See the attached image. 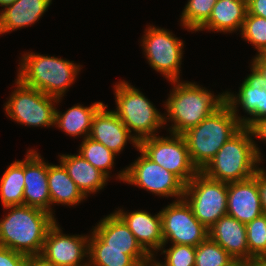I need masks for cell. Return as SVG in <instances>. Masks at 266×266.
Returning a JSON list of instances; mask_svg holds the SVG:
<instances>
[{
    "label": "cell",
    "mask_w": 266,
    "mask_h": 266,
    "mask_svg": "<svg viewBox=\"0 0 266 266\" xmlns=\"http://www.w3.org/2000/svg\"><path fill=\"white\" fill-rule=\"evenodd\" d=\"M4 208L11 210L0 220V245L26 256L40 255L46 234L56 222L54 215L27 205Z\"/></svg>",
    "instance_id": "6da1fadb"
},
{
    "label": "cell",
    "mask_w": 266,
    "mask_h": 266,
    "mask_svg": "<svg viewBox=\"0 0 266 266\" xmlns=\"http://www.w3.org/2000/svg\"><path fill=\"white\" fill-rule=\"evenodd\" d=\"M175 84L164 106L167 115L164 122L171 121L169 134L182 135L197 126L225 103V93L217 96L192 82L171 81ZM168 119V120H167Z\"/></svg>",
    "instance_id": "7a4b0ae2"
},
{
    "label": "cell",
    "mask_w": 266,
    "mask_h": 266,
    "mask_svg": "<svg viewBox=\"0 0 266 266\" xmlns=\"http://www.w3.org/2000/svg\"><path fill=\"white\" fill-rule=\"evenodd\" d=\"M253 139L249 129L243 126L224 143L201 172L211 179L227 183L252 178L262 162L260 149Z\"/></svg>",
    "instance_id": "3957f363"
},
{
    "label": "cell",
    "mask_w": 266,
    "mask_h": 266,
    "mask_svg": "<svg viewBox=\"0 0 266 266\" xmlns=\"http://www.w3.org/2000/svg\"><path fill=\"white\" fill-rule=\"evenodd\" d=\"M243 127L225 102L213 114L182 134L190 159L202 171L218 150Z\"/></svg>",
    "instance_id": "277c9868"
},
{
    "label": "cell",
    "mask_w": 266,
    "mask_h": 266,
    "mask_svg": "<svg viewBox=\"0 0 266 266\" xmlns=\"http://www.w3.org/2000/svg\"><path fill=\"white\" fill-rule=\"evenodd\" d=\"M17 78L45 95L62 98L80 72V65L54 56L28 52L21 57Z\"/></svg>",
    "instance_id": "5b68a950"
},
{
    "label": "cell",
    "mask_w": 266,
    "mask_h": 266,
    "mask_svg": "<svg viewBox=\"0 0 266 266\" xmlns=\"http://www.w3.org/2000/svg\"><path fill=\"white\" fill-rule=\"evenodd\" d=\"M116 110H113L133 136L142 139L157 136V130L165 125L164 115L155 108L138 89L126 81L114 86ZM136 132V133H135Z\"/></svg>",
    "instance_id": "8992f818"
},
{
    "label": "cell",
    "mask_w": 266,
    "mask_h": 266,
    "mask_svg": "<svg viewBox=\"0 0 266 266\" xmlns=\"http://www.w3.org/2000/svg\"><path fill=\"white\" fill-rule=\"evenodd\" d=\"M15 84L16 89L4 105L8 117L26 126H53L56 112L54 105L59 103L61 98L45 95L35 88L24 85L18 78Z\"/></svg>",
    "instance_id": "52a82bcc"
},
{
    "label": "cell",
    "mask_w": 266,
    "mask_h": 266,
    "mask_svg": "<svg viewBox=\"0 0 266 266\" xmlns=\"http://www.w3.org/2000/svg\"><path fill=\"white\" fill-rule=\"evenodd\" d=\"M228 183L207 177L199 171L184 188V199L194 216L209 229L227 214Z\"/></svg>",
    "instance_id": "ba28073f"
},
{
    "label": "cell",
    "mask_w": 266,
    "mask_h": 266,
    "mask_svg": "<svg viewBox=\"0 0 266 266\" xmlns=\"http://www.w3.org/2000/svg\"><path fill=\"white\" fill-rule=\"evenodd\" d=\"M139 149L154 163L176 175L185 185L199 172L193 165L185 139L180 134L142 139Z\"/></svg>",
    "instance_id": "9c48e42d"
},
{
    "label": "cell",
    "mask_w": 266,
    "mask_h": 266,
    "mask_svg": "<svg viewBox=\"0 0 266 266\" xmlns=\"http://www.w3.org/2000/svg\"><path fill=\"white\" fill-rule=\"evenodd\" d=\"M137 150L141 153L140 157L120 171L116 178L162 197L182 199L185 184L172 172L154 163L139 148Z\"/></svg>",
    "instance_id": "30bf717a"
},
{
    "label": "cell",
    "mask_w": 266,
    "mask_h": 266,
    "mask_svg": "<svg viewBox=\"0 0 266 266\" xmlns=\"http://www.w3.org/2000/svg\"><path fill=\"white\" fill-rule=\"evenodd\" d=\"M147 28L141 46L149 65L170 82L180 80L184 42L164 28Z\"/></svg>",
    "instance_id": "8fae6325"
},
{
    "label": "cell",
    "mask_w": 266,
    "mask_h": 266,
    "mask_svg": "<svg viewBox=\"0 0 266 266\" xmlns=\"http://www.w3.org/2000/svg\"><path fill=\"white\" fill-rule=\"evenodd\" d=\"M160 213L163 246L171 241L196 247L208 237V229L194 216L184 198L170 203Z\"/></svg>",
    "instance_id": "7c38bea8"
},
{
    "label": "cell",
    "mask_w": 266,
    "mask_h": 266,
    "mask_svg": "<svg viewBox=\"0 0 266 266\" xmlns=\"http://www.w3.org/2000/svg\"><path fill=\"white\" fill-rule=\"evenodd\" d=\"M89 235H66L57 222L48 230L41 256L53 266H88ZM81 263V264H80Z\"/></svg>",
    "instance_id": "4fadbf2b"
},
{
    "label": "cell",
    "mask_w": 266,
    "mask_h": 266,
    "mask_svg": "<svg viewBox=\"0 0 266 266\" xmlns=\"http://www.w3.org/2000/svg\"><path fill=\"white\" fill-rule=\"evenodd\" d=\"M251 72L243 80L237 95L228 91L225 92V102L231 107L234 115L244 127H248L254 120L266 117V80L252 63ZM238 105H241V108L250 117L238 116Z\"/></svg>",
    "instance_id": "5bb4252c"
},
{
    "label": "cell",
    "mask_w": 266,
    "mask_h": 266,
    "mask_svg": "<svg viewBox=\"0 0 266 266\" xmlns=\"http://www.w3.org/2000/svg\"><path fill=\"white\" fill-rule=\"evenodd\" d=\"M24 158L23 205L42 209L54 214L48 188V163L41 155L30 149Z\"/></svg>",
    "instance_id": "9a60e30c"
},
{
    "label": "cell",
    "mask_w": 266,
    "mask_h": 266,
    "mask_svg": "<svg viewBox=\"0 0 266 266\" xmlns=\"http://www.w3.org/2000/svg\"><path fill=\"white\" fill-rule=\"evenodd\" d=\"M107 107L104 104L94 115L88 137L100 142L116 155L123 151L127 141H131L133 146L138 149L137 139L113 110H106Z\"/></svg>",
    "instance_id": "2e32d148"
},
{
    "label": "cell",
    "mask_w": 266,
    "mask_h": 266,
    "mask_svg": "<svg viewBox=\"0 0 266 266\" xmlns=\"http://www.w3.org/2000/svg\"><path fill=\"white\" fill-rule=\"evenodd\" d=\"M262 214L257 171L250 179L228 183L227 215L246 225Z\"/></svg>",
    "instance_id": "e0dca14e"
},
{
    "label": "cell",
    "mask_w": 266,
    "mask_h": 266,
    "mask_svg": "<svg viewBox=\"0 0 266 266\" xmlns=\"http://www.w3.org/2000/svg\"><path fill=\"white\" fill-rule=\"evenodd\" d=\"M115 213L126 223L141 247L152 258H155L154 253L163 246L160 211L153 216L144 210L128 213L123 209H118Z\"/></svg>",
    "instance_id": "ac0fdd59"
},
{
    "label": "cell",
    "mask_w": 266,
    "mask_h": 266,
    "mask_svg": "<svg viewBox=\"0 0 266 266\" xmlns=\"http://www.w3.org/2000/svg\"><path fill=\"white\" fill-rule=\"evenodd\" d=\"M208 237L220 245L234 259L250 263L246 225L232 216H222L208 229Z\"/></svg>",
    "instance_id": "d6986e66"
},
{
    "label": "cell",
    "mask_w": 266,
    "mask_h": 266,
    "mask_svg": "<svg viewBox=\"0 0 266 266\" xmlns=\"http://www.w3.org/2000/svg\"><path fill=\"white\" fill-rule=\"evenodd\" d=\"M152 257L145 250L105 248V242L92 231L88 241V266H143Z\"/></svg>",
    "instance_id": "ffe728a7"
},
{
    "label": "cell",
    "mask_w": 266,
    "mask_h": 266,
    "mask_svg": "<svg viewBox=\"0 0 266 266\" xmlns=\"http://www.w3.org/2000/svg\"><path fill=\"white\" fill-rule=\"evenodd\" d=\"M52 0H15L0 11V34L31 26L48 10Z\"/></svg>",
    "instance_id": "44dd1931"
},
{
    "label": "cell",
    "mask_w": 266,
    "mask_h": 266,
    "mask_svg": "<svg viewBox=\"0 0 266 266\" xmlns=\"http://www.w3.org/2000/svg\"><path fill=\"white\" fill-rule=\"evenodd\" d=\"M247 0H217L209 19L197 30L216 32L241 31L246 18Z\"/></svg>",
    "instance_id": "7402d4cb"
},
{
    "label": "cell",
    "mask_w": 266,
    "mask_h": 266,
    "mask_svg": "<svg viewBox=\"0 0 266 266\" xmlns=\"http://www.w3.org/2000/svg\"><path fill=\"white\" fill-rule=\"evenodd\" d=\"M59 157L60 163L86 198L89 193H96L104 188L108 177L80 154H63Z\"/></svg>",
    "instance_id": "603a6c76"
},
{
    "label": "cell",
    "mask_w": 266,
    "mask_h": 266,
    "mask_svg": "<svg viewBox=\"0 0 266 266\" xmlns=\"http://www.w3.org/2000/svg\"><path fill=\"white\" fill-rule=\"evenodd\" d=\"M92 230L105 242V248L144 250L115 212L102 218Z\"/></svg>",
    "instance_id": "cb8c5ba5"
},
{
    "label": "cell",
    "mask_w": 266,
    "mask_h": 266,
    "mask_svg": "<svg viewBox=\"0 0 266 266\" xmlns=\"http://www.w3.org/2000/svg\"><path fill=\"white\" fill-rule=\"evenodd\" d=\"M47 180L51 205L65 204L73 206L81 203L86 198L61 163L60 165L48 164Z\"/></svg>",
    "instance_id": "d4e9b609"
},
{
    "label": "cell",
    "mask_w": 266,
    "mask_h": 266,
    "mask_svg": "<svg viewBox=\"0 0 266 266\" xmlns=\"http://www.w3.org/2000/svg\"><path fill=\"white\" fill-rule=\"evenodd\" d=\"M103 105V102H95L90 107L77 104L64 113L56 108L54 126L70 136L83 135L85 139L90 134L94 115Z\"/></svg>",
    "instance_id": "484cf974"
},
{
    "label": "cell",
    "mask_w": 266,
    "mask_h": 266,
    "mask_svg": "<svg viewBox=\"0 0 266 266\" xmlns=\"http://www.w3.org/2000/svg\"><path fill=\"white\" fill-rule=\"evenodd\" d=\"M24 159L14 161L6 168L0 180V197L2 206L23 205L24 193Z\"/></svg>",
    "instance_id": "4316f807"
},
{
    "label": "cell",
    "mask_w": 266,
    "mask_h": 266,
    "mask_svg": "<svg viewBox=\"0 0 266 266\" xmlns=\"http://www.w3.org/2000/svg\"><path fill=\"white\" fill-rule=\"evenodd\" d=\"M78 152L85 160L109 178V170L113 168L114 159L117 156L114 152L89 137L83 139Z\"/></svg>",
    "instance_id": "83f0119b"
},
{
    "label": "cell",
    "mask_w": 266,
    "mask_h": 266,
    "mask_svg": "<svg viewBox=\"0 0 266 266\" xmlns=\"http://www.w3.org/2000/svg\"><path fill=\"white\" fill-rule=\"evenodd\" d=\"M217 0H188L180 16L181 26L197 31L210 17Z\"/></svg>",
    "instance_id": "f1b7e54d"
},
{
    "label": "cell",
    "mask_w": 266,
    "mask_h": 266,
    "mask_svg": "<svg viewBox=\"0 0 266 266\" xmlns=\"http://www.w3.org/2000/svg\"><path fill=\"white\" fill-rule=\"evenodd\" d=\"M250 263L266 260V214L246 224Z\"/></svg>",
    "instance_id": "f546056e"
},
{
    "label": "cell",
    "mask_w": 266,
    "mask_h": 266,
    "mask_svg": "<svg viewBox=\"0 0 266 266\" xmlns=\"http://www.w3.org/2000/svg\"><path fill=\"white\" fill-rule=\"evenodd\" d=\"M233 260L230 254L209 237L196 246L195 266H227Z\"/></svg>",
    "instance_id": "4dcf8cb0"
},
{
    "label": "cell",
    "mask_w": 266,
    "mask_h": 266,
    "mask_svg": "<svg viewBox=\"0 0 266 266\" xmlns=\"http://www.w3.org/2000/svg\"><path fill=\"white\" fill-rule=\"evenodd\" d=\"M240 32L241 37L258 51L257 55L266 53V18L247 12Z\"/></svg>",
    "instance_id": "1f68e13d"
},
{
    "label": "cell",
    "mask_w": 266,
    "mask_h": 266,
    "mask_svg": "<svg viewBox=\"0 0 266 266\" xmlns=\"http://www.w3.org/2000/svg\"><path fill=\"white\" fill-rule=\"evenodd\" d=\"M162 246L165 261L157 262L159 266H195L196 247L189 245L172 244L169 249ZM163 250V251H162Z\"/></svg>",
    "instance_id": "d6a6232c"
},
{
    "label": "cell",
    "mask_w": 266,
    "mask_h": 266,
    "mask_svg": "<svg viewBox=\"0 0 266 266\" xmlns=\"http://www.w3.org/2000/svg\"><path fill=\"white\" fill-rule=\"evenodd\" d=\"M26 255L0 245V266H24Z\"/></svg>",
    "instance_id": "836d02e7"
},
{
    "label": "cell",
    "mask_w": 266,
    "mask_h": 266,
    "mask_svg": "<svg viewBox=\"0 0 266 266\" xmlns=\"http://www.w3.org/2000/svg\"><path fill=\"white\" fill-rule=\"evenodd\" d=\"M247 128L252 137L266 141V117L254 120Z\"/></svg>",
    "instance_id": "e575fe53"
},
{
    "label": "cell",
    "mask_w": 266,
    "mask_h": 266,
    "mask_svg": "<svg viewBox=\"0 0 266 266\" xmlns=\"http://www.w3.org/2000/svg\"><path fill=\"white\" fill-rule=\"evenodd\" d=\"M257 184L262 211L264 214H266V170H264V168L260 167L257 170Z\"/></svg>",
    "instance_id": "d590c367"
},
{
    "label": "cell",
    "mask_w": 266,
    "mask_h": 266,
    "mask_svg": "<svg viewBox=\"0 0 266 266\" xmlns=\"http://www.w3.org/2000/svg\"><path fill=\"white\" fill-rule=\"evenodd\" d=\"M248 13L266 18V0H247Z\"/></svg>",
    "instance_id": "8d00e7d4"
},
{
    "label": "cell",
    "mask_w": 266,
    "mask_h": 266,
    "mask_svg": "<svg viewBox=\"0 0 266 266\" xmlns=\"http://www.w3.org/2000/svg\"><path fill=\"white\" fill-rule=\"evenodd\" d=\"M24 266H53L46 261L41 255L27 256Z\"/></svg>",
    "instance_id": "74e56055"
},
{
    "label": "cell",
    "mask_w": 266,
    "mask_h": 266,
    "mask_svg": "<svg viewBox=\"0 0 266 266\" xmlns=\"http://www.w3.org/2000/svg\"><path fill=\"white\" fill-rule=\"evenodd\" d=\"M252 64L262 73L266 80V53L256 55Z\"/></svg>",
    "instance_id": "f35d334b"
},
{
    "label": "cell",
    "mask_w": 266,
    "mask_h": 266,
    "mask_svg": "<svg viewBox=\"0 0 266 266\" xmlns=\"http://www.w3.org/2000/svg\"><path fill=\"white\" fill-rule=\"evenodd\" d=\"M227 266H250L249 262H246L244 260H240V259H234L230 264H228Z\"/></svg>",
    "instance_id": "ab89813d"
},
{
    "label": "cell",
    "mask_w": 266,
    "mask_h": 266,
    "mask_svg": "<svg viewBox=\"0 0 266 266\" xmlns=\"http://www.w3.org/2000/svg\"><path fill=\"white\" fill-rule=\"evenodd\" d=\"M250 266H266V260H256L250 263Z\"/></svg>",
    "instance_id": "60d3db41"
},
{
    "label": "cell",
    "mask_w": 266,
    "mask_h": 266,
    "mask_svg": "<svg viewBox=\"0 0 266 266\" xmlns=\"http://www.w3.org/2000/svg\"><path fill=\"white\" fill-rule=\"evenodd\" d=\"M15 0H0V6L5 7L7 5H10L14 2Z\"/></svg>",
    "instance_id": "b9f144b4"
},
{
    "label": "cell",
    "mask_w": 266,
    "mask_h": 266,
    "mask_svg": "<svg viewBox=\"0 0 266 266\" xmlns=\"http://www.w3.org/2000/svg\"><path fill=\"white\" fill-rule=\"evenodd\" d=\"M143 266H159L154 258H152L149 262L144 264Z\"/></svg>",
    "instance_id": "7bdbcfd3"
}]
</instances>
